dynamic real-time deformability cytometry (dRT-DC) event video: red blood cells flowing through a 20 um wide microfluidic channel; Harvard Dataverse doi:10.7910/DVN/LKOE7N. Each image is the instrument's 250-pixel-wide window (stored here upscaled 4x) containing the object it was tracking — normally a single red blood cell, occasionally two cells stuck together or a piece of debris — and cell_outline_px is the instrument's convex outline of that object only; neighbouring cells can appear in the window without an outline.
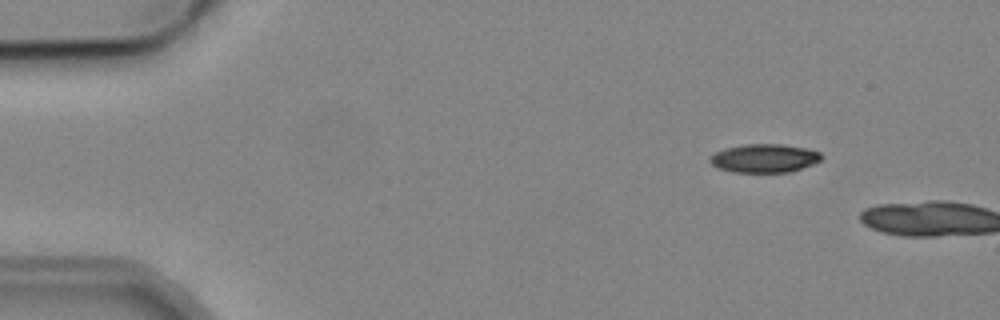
{"species": "common noctule bat (a hibernating species)", "species_latin": "Nyctalus noctula", "temperature_condition": "cold", "stored_images_in_passage": 3, "camera_frame_rate_fps": 3000, "um_per_image_px": 0.085, "animal": {"sex": "male", "body_mass_g": 19.2, "forearm_length_mm": 51.8}, "frame": {"image": 1, "passage_image": 2, "time_ms": 1.333, "image_size_px": [1000, 320], "cell_outline_px": [[820, 160], [812, 164], [792, 172], [732, 172], [720, 168], [712, 164], [708, 160], [716, 152], [724, 148], [744, 144], [780, 144], [804, 148], [820, 152]], "centroid_in_image_um": [64.95, 13.45], "position_along_channel_um": 20.1, "area_um2": 18.32}}